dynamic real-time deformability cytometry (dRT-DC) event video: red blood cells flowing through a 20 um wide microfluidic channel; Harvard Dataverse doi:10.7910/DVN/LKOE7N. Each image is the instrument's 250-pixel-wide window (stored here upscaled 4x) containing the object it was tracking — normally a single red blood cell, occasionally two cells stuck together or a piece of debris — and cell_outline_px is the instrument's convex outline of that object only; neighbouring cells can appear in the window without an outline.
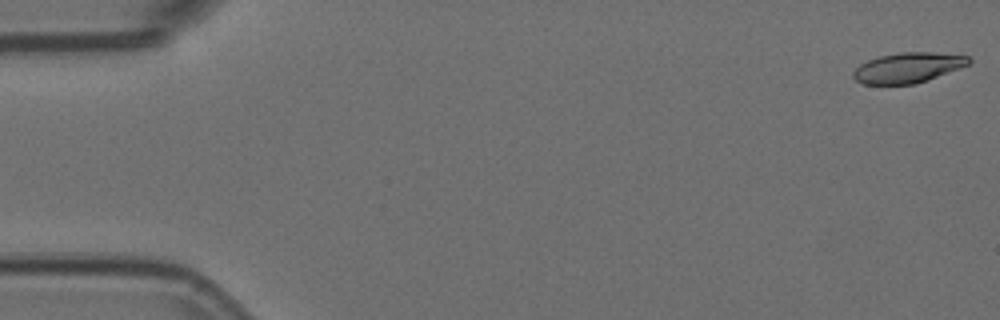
{"species": "Egyptian fruit bat (a non-hibernating species)", "species_latin": "Rousettus aegyptiacus", "temperature_condition": "room temperature", "stored_images_in_passage": 11, "camera_frame_rate_fps": 3000, "um_per_image_px": 0.085, "animal": {"sex": "female"}, "frame": {"image": 1, "passage_image": 1, "time_ms": 0.0, "image_size_px": [1000, 320], "cell_outline_px": [[972, 60], [968, 64], [960, 68], [928, 80], [916, 84], [864, 84], [856, 80], [852, 76], [852, 72], [860, 64], [868, 60], [880, 56], [900, 52], [932, 52], [968, 56]], "centroid_in_image_um": [77.17, 5.75], "position_along_channel_um": 7.8, "area_um2": 20.29}}